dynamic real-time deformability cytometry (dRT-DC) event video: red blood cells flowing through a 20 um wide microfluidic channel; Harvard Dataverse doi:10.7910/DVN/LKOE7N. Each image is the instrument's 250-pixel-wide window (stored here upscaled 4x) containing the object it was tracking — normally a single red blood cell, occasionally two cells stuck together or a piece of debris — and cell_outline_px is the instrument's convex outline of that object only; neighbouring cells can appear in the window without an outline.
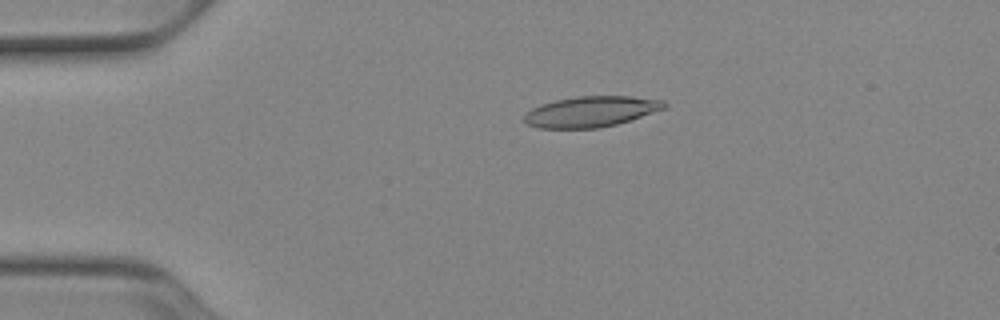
{"species": "Egyptian fruit bat (a non-hibernating species)", "species_latin": "Rousettus aegyptiacus", "temperature_condition": "cold", "stored_images_in_passage": 52, "camera_frame_rate_fps": 3000, "um_per_image_px": 0.085, "animal": {"sex": "female"}, "frame": {"image": 1, "passage_image": 11, "time_ms": 3.333, "image_size_px": [1000, 320], "cell_outline_px": [[668, 104], [664, 108], [616, 124], [600, 128], [536, 128], [528, 124], [524, 120], [524, 116], [532, 108], [540, 104], [556, 100], [576, 96], [632, 96], [664, 100]], "centroid_in_image_um": [50.21, 9.48], "position_along_channel_um": 34.8, "area_um2": 24.85}}
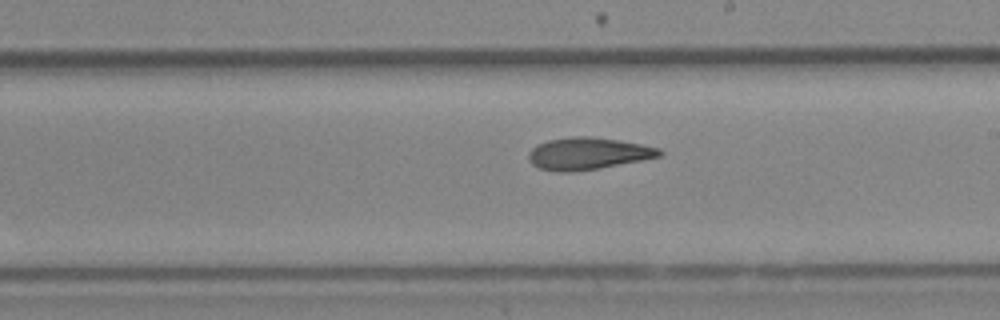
{"frame": {"image": 2, "passage_image": 30, "time_ms": 9.667, "image_size_px": [1000, 320], "cell_outline_px": [[664, 152], [660, 156], [640, 160], [596, 168], [572, 172], [560, 172], [540, 168], [532, 164], [528, 160], [528, 152], [536, 144], [548, 140], [572, 136], [592, 136], [640, 144], [660, 148]], "centroid_in_image_um": [49.92, 13.04], "position_along_channel_um": 239.1, "area_um2": 24.22}}
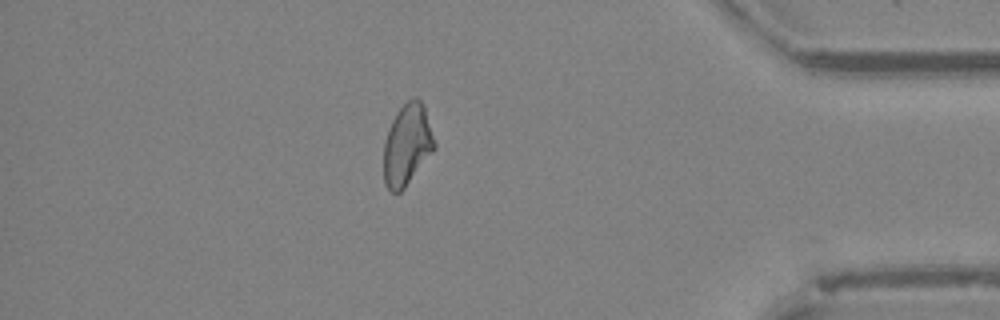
{"frame": {"image": 3, "passage_image": 45, "time_ms": 14.667, "image_size_px": [1000, 320], "cell_outline_px": [[436, 148], [404, 188], [400, 192], [392, 192], [384, 184], [384, 140], [388, 128], [396, 112], [412, 96], [416, 96], [420, 100], [424, 108], [436, 144]], "centroid_in_image_um": [34.59, 12.3], "position_along_channel_um": 400.6, "area_um2": 23.93}, "authors_computed_cell_mechanics": {"area_um2": 24.4205, "velocity_mm_per_s": 3.921, "shape_relaxation_time_tau1_ms": null, "shape_relaxation_time_tau2_ms": 5.8332, "deformation_change_tau1": null, "deformation_change_tau2": 0.1409}}